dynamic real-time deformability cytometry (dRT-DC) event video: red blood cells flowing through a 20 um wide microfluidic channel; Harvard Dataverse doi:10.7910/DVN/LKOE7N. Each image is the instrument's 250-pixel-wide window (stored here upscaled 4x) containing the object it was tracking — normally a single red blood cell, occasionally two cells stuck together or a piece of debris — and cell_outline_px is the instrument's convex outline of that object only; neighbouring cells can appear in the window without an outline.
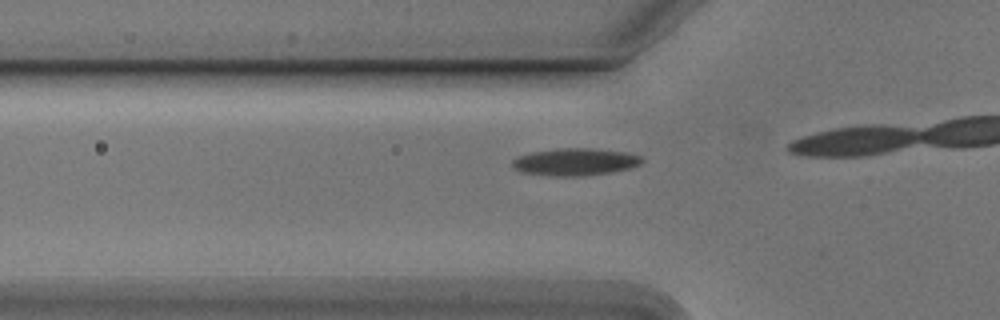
{"species": "Egyptian fruit bat (a non-hibernating species)", "species_latin": "Rousettus aegyptiacus", "temperature_condition": "cold", "stored_images_in_passage": 6, "camera_frame_rate_fps": 3000, "um_per_image_px": 0.085, "animal": {"sex": "male"}, "frame": {"image": 1, "passage_image": 2, "time_ms": 0.333, "image_size_px": [1000, 320], "cell_outline_px": [[644, 160], [640, 164], [628, 168], [612, 172], [580, 176], [556, 176], [524, 172], [512, 168], [512, 160], [516, 156], [532, 152], [556, 148], [592, 148], [628, 152], [644, 156]], "centroid_in_image_um": [48.91, 13.74], "position_along_channel_um": 76.9, "area_um2": 20.75}}
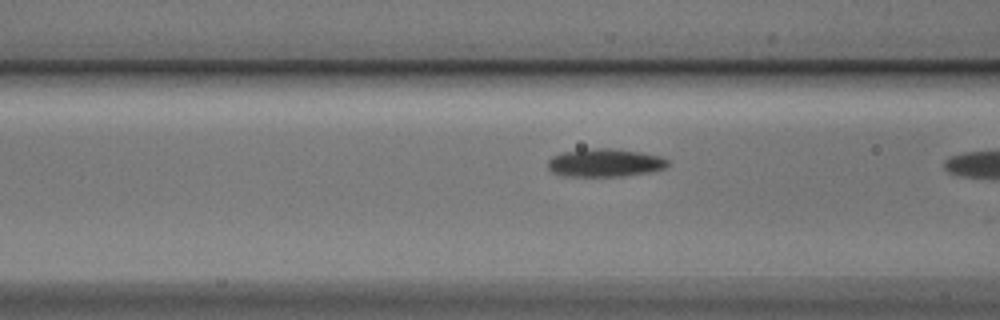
{"frame": {"image": 2, "passage_image": 5, "time_ms": 1.333, "image_size_px": [1000, 320], "cell_outline_px": [[668, 164], [664, 168], [652, 172], [624, 176], [560, 176], [552, 172], [548, 168], [548, 160], [552, 156], [564, 152], [588, 148], [612, 148], [640, 152], [660, 156], [668, 160]], "centroid_in_image_um": [51.4, 13.84], "position_along_channel_um": 115.2, "area_um2": 19.77}}